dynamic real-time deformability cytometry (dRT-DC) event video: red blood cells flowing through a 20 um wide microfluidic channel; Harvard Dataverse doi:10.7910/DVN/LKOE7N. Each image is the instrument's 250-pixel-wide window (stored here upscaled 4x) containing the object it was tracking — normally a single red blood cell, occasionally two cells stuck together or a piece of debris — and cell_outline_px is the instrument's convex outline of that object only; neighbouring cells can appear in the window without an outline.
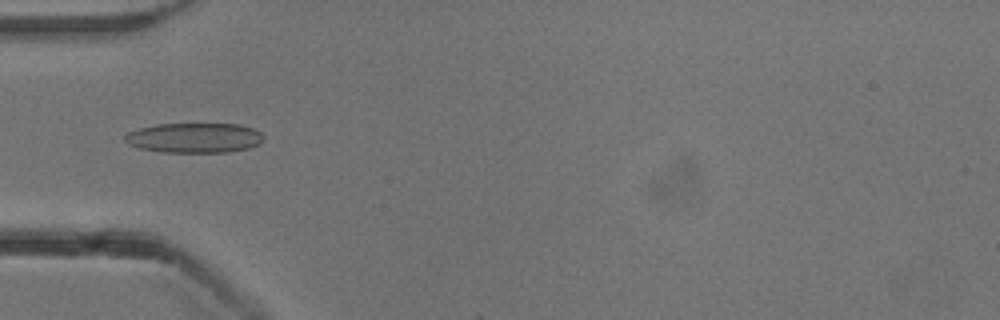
{"species": "common noctule bat (a hibernating species)", "species_latin": "Nyctalus noctula", "temperature_condition": "cold", "stored_images_in_passage": 4, "camera_frame_rate_fps": 3000, "um_per_image_px": 0.085, "animal": {"sex": "male", "body_mass_g": 13.3}, "frame": {"image": 1, "passage_image": 2, "time_ms": 0.333, "image_size_px": [1000, 320], "cell_outline_px": [[264, 136], [260, 144], [248, 148], [228, 152], [164, 152], [140, 148], [128, 144], [124, 140], [124, 136], [128, 132], [140, 128], [156, 124], [240, 124], [252, 128], [260, 132]], "centroid_in_image_um": [16.53, 11.71], "position_along_channel_um": 68.5, "area_um2": 24.16}}